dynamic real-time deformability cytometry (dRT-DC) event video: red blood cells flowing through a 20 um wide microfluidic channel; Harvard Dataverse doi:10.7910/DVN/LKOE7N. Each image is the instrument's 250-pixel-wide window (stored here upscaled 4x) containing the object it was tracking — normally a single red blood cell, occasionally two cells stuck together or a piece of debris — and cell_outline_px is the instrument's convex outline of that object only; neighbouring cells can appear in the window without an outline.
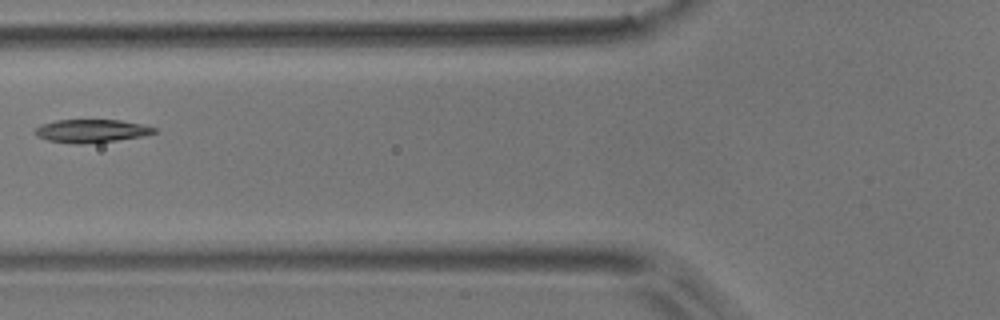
{"species": "common noctule bat (a hibernating species)", "species_latin": "Nyctalus noctula", "temperature_condition": "room temperature", "stored_images_in_passage": 6, "camera_frame_rate_fps": 3000, "um_per_image_px": 0.085, "animal": {"sex": "male", "body_mass_g": 17.9}, "frame": {"image": 1, "passage_image": 6, "time_ms": 1.667, "image_size_px": [1000, 320], "cell_outline_px": [[156, 132], [140, 136], [116, 140], [80, 144], [72, 144], [48, 140], [36, 136], [32, 132], [40, 124], [56, 120], [120, 120], [140, 124], [156, 128]], "centroid_in_image_um": [7.68, 11.12], "position_along_channel_um": 118.1, "area_um2": 15.95}}